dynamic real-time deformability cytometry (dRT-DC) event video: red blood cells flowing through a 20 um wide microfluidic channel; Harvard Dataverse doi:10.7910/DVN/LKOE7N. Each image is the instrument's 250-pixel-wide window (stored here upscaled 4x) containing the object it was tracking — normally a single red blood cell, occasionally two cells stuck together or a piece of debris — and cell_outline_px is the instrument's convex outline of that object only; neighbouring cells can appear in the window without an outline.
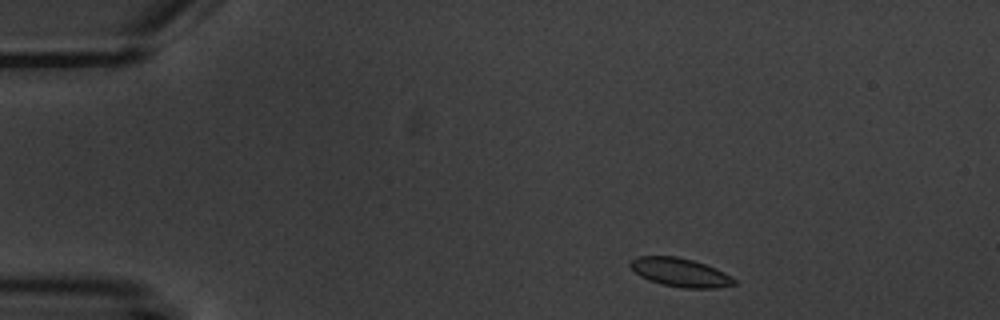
{"species": "common noctule bat (a hibernating species)", "species_latin": "Nyctalus noctula", "temperature_condition": "warm", "stored_images_in_passage": 4, "segment_of_instrument_passage": [1, 2], "camera_frame_rate_fps": 3000, "um_per_image_px": 0.085, "animal": {"sex": "male", "body_mass_g": 20.1, "forearm_length_mm": 53.5}, "frame": {"image": 1, "passage_image": 1, "time_ms": 0.0, "image_size_px": [1000, 320], "cell_outline_px": [[736, 284], [716, 288], [684, 288], [664, 284], [648, 280], [640, 276], [628, 264], [636, 256], [676, 256], [692, 260], [704, 264], [724, 272], [736, 280]], "centroid_in_image_um": [57.81, 23.15], "position_along_channel_um": 27.2, "area_um2": 17.11}}